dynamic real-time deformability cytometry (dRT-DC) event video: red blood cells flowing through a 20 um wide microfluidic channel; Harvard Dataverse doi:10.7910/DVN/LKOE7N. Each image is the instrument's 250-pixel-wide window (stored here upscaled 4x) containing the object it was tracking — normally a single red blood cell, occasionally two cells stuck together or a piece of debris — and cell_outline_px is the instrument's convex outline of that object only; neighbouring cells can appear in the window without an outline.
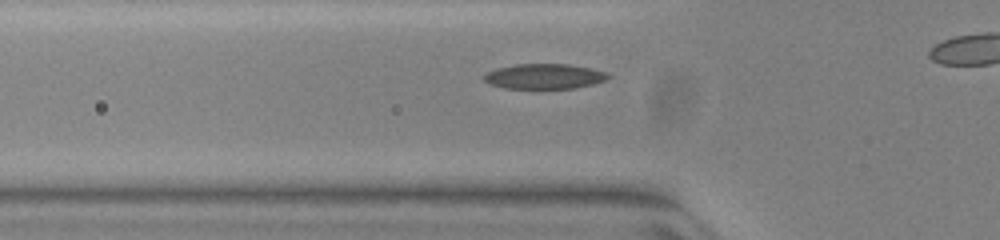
{"species": "common noctule bat (a hibernating species)", "species_latin": "Nyctalus noctula", "temperature_condition": "warm", "stored_images_in_passage": 25, "camera_frame_rate_fps": 3000, "um_per_image_px": 0.085, "animal": {"sex": "female", "body_mass_g": 23.0, "forearm_length_mm": 53.4}, "frame": {"image": 1, "passage_image": 10, "time_ms": 3.0, "image_size_px": [1000, 240], "cell_outline_px": [[612, 76], [604, 80], [592, 84], [576, 88], [504, 88], [492, 84], [484, 80], [480, 76], [496, 68], [516, 64], [568, 64], [592, 68], [604, 72]], "centroid_in_image_um": [46.25, 6.48], "position_along_channel_um": 79.6, "area_um2": 18.09}}
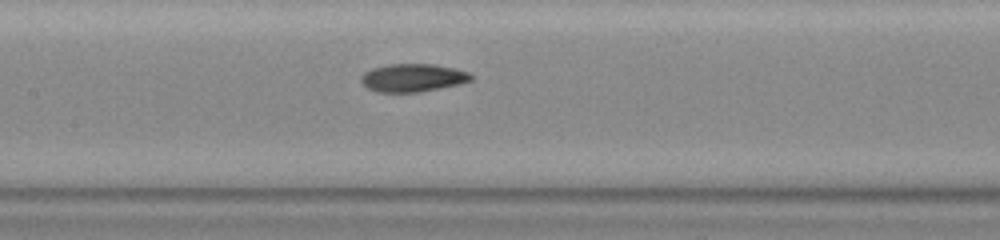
{"frame": {"image": 2, "passage_image": 17, "time_ms": 5.333, "image_size_px": [1000, 240], "cell_outline_px": [[472, 80], [460, 84], [420, 92], [376, 92], [368, 88], [360, 80], [360, 76], [364, 72], [372, 68], [388, 64], [432, 64], [456, 68], [468, 72], [472, 76]], "centroid_in_image_um": [35.08, 6.61], "position_along_channel_um": 172.3, "area_um2": 18.03}}
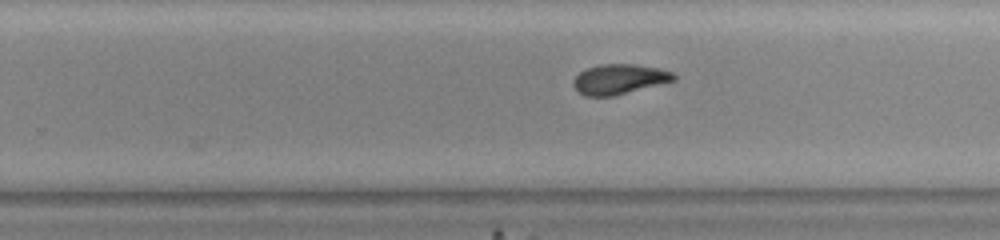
{"frame": {"image": 3, "passage_image": 25, "time_ms": 8.0, "image_size_px": [1000, 240], "cell_outline_px": [[676, 80], [612, 96], [584, 96], [572, 84], [572, 80], [580, 72], [588, 68], [600, 64], [636, 64], [656, 68], [672, 72], [676, 76]], "centroid_in_image_um": [52.62, 6.72], "position_along_channel_um": 277.2, "area_um2": 17.34}}